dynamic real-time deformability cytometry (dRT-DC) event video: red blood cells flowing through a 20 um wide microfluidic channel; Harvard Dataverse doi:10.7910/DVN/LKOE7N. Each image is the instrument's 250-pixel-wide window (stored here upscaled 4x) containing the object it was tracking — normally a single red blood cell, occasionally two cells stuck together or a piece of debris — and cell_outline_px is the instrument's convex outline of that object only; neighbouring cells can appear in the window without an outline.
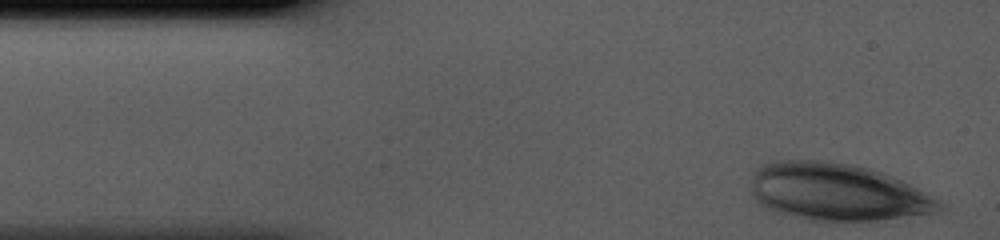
{"species": "human", "species_latin": "Homo sapiens", "temperature_condition": "cold", "stored_images_in_passage": 35, "camera_frame_rate_fps": 3000, "um_per_image_px": 0.085, "donor": {"sex": "male"}, "frame": {"image": 1, "passage_image": 1, "time_ms": 0.0, "image_size_px": [1000, 240], "cell_outline_px": [[944, 208], [936, 212], [876, 220], [844, 224], [836, 224], [808, 220], [772, 212], [764, 208], [752, 196], [752, 172], [760, 164], [780, 160], [824, 160], [856, 164], [884, 172], [940, 200]], "centroid_in_image_um": [71.1, 16.35], "position_along_channel_um": 13.9, "area_um2": 64.22}}
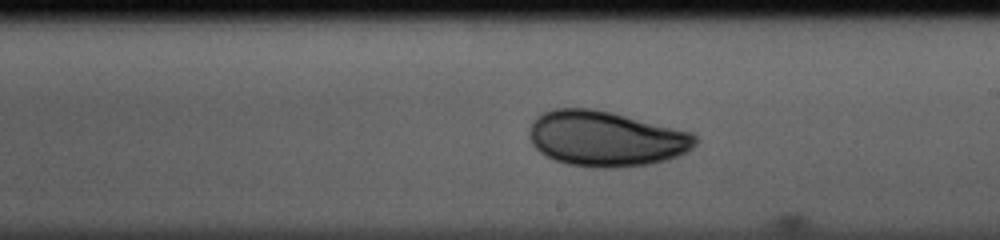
{"frame": {"image": 2, "passage_image": 22, "time_ms": 7.0, "image_size_px": [1000, 240], "cell_outline_px": [[696, 144], [688, 152], [680, 156], [668, 160], [652, 164], [616, 168], [596, 168], [568, 164], [544, 156], [532, 144], [528, 136], [528, 132], [532, 124], [544, 112], [556, 108], [592, 108], [612, 112], [692, 132], [696, 136]], "centroid_in_image_um": [51.53, 11.8], "position_along_channel_um": 237.5, "area_um2": 53.87}}
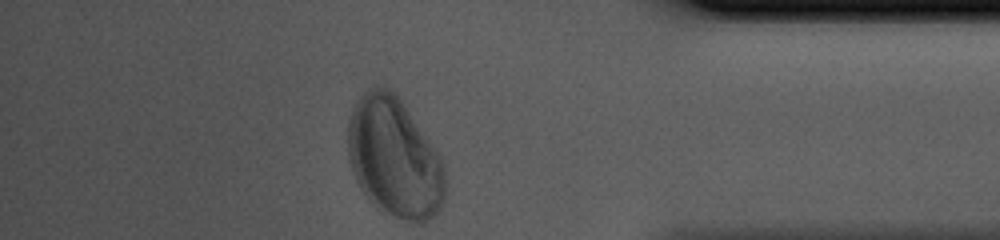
{"frame": {"image": 3, "passage_image": 35, "time_ms": 11.333, "image_size_px": [1000, 240], "cell_outline_px": [[444, 200], [440, 208], [424, 224], [416, 224], [396, 216], [372, 204], [368, 200], [360, 188], [356, 180], [348, 156], [348, 120], [352, 108], [356, 100], [364, 92], [372, 88], [388, 88], [400, 100], [440, 152], [444, 160]], "centroid_in_image_um": [33.53, 13.42], "position_along_channel_um": 401.7, "area_um2": 67.8}}